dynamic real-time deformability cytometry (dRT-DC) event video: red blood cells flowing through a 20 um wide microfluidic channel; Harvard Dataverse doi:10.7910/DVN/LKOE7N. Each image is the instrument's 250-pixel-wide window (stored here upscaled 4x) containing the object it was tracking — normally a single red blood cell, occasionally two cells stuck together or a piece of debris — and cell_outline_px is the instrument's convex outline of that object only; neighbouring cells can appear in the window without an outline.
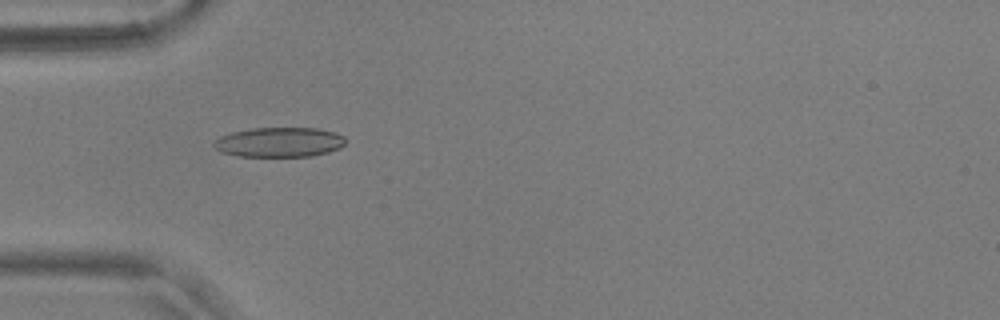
{"species": "common noctule bat (a hibernating species)", "species_latin": "Nyctalus noctula", "temperature_condition": "warm", "stored_images_in_passage": 55, "camera_frame_rate_fps": 3000, "um_per_image_px": 0.085, "animal": {"sex": "male", "body_mass_g": 17.9, "forearm_length_mm": 54.2}, "frame": {"image": 1, "passage_image": 17, "time_ms": 5.333, "image_size_px": [1000, 320], "cell_outline_px": [[348, 140], [340, 148], [328, 152], [312, 156], [236, 156], [220, 152], [212, 144], [220, 136], [232, 132], [252, 128], [316, 128], [336, 132], [344, 136]], "centroid_in_image_um": [23.76, 12.08], "position_along_channel_um": 61.2, "area_um2": 22.95}}
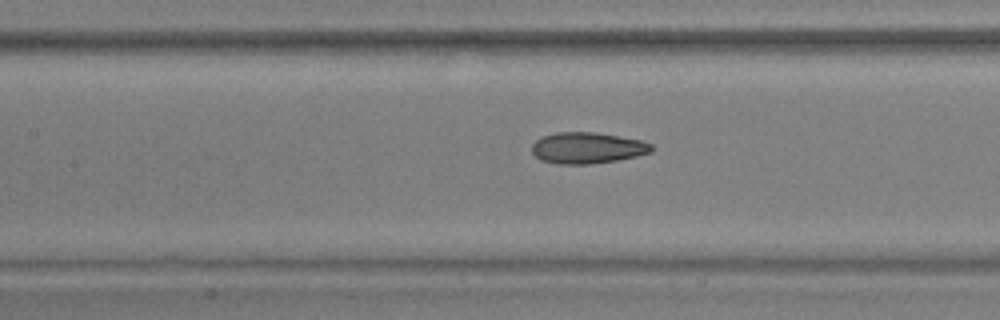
{"frame": {"image": 2, "passage_image": 25, "time_ms": 8.0, "image_size_px": [1000, 320], "cell_outline_px": [[652, 152], [636, 156], [616, 160], [588, 164], [556, 164], [540, 160], [532, 152], [532, 144], [536, 140], [544, 136], [556, 132], [596, 132], [640, 140], [652, 144]], "centroid_in_image_um": [49.9, 12.57], "position_along_channel_um": 157.5, "area_um2": 21.68}}
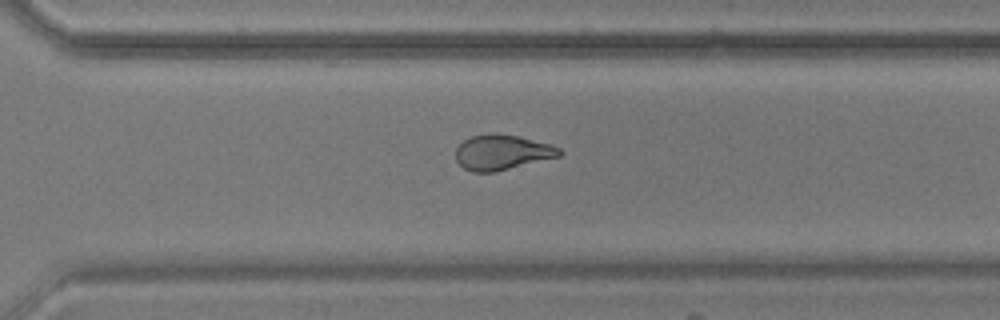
{"frame": {"image": 3, "passage_image": 39, "time_ms": 12.667, "image_size_px": [1000, 320], "cell_outline_px": [[564, 152], [560, 156], [496, 172], [472, 172], [464, 168], [456, 160], [456, 148], [464, 140], [472, 136], [516, 136], [552, 144], [560, 148]], "centroid_in_image_um": [42.71, 12.99], "position_along_channel_um": 327.9, "area_um2": 20.69}, "authors_computed_cell_mechanics": {"area_um2": 21.964, "velocity_mm_per_s": 3.6595, "shape_relaxation_time_tau1_ms": 5.4069, "shape_relaxation_time_tau2_ms": 1.6254, "deformation_change_tau1": 0.1533, "deformation_change_tau2": 0.0857}}